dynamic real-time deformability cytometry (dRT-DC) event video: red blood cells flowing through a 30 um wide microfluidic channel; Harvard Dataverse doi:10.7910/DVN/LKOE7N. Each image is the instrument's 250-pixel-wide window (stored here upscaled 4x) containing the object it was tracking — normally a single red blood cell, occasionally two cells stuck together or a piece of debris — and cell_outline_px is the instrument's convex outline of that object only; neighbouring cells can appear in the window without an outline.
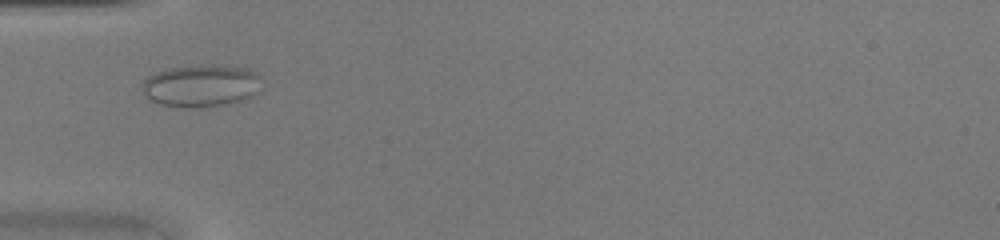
{"species": "common noctule bat (a hibernating species)", "species_latin": "Nyctalus noctula", "temperature_condition": "warm", "stored_images_in_passage": 31, "camera_frame_rate_fps": 3000, "um_per_image_px": 0.085, "animal": {"sex": "female", "body_mass_g": 20.0, "forearm_length_mm": 54.0}, "frame": {"image": 1, "passage_image": 1, "time_ms": 0.0, "image_size_px": [1000, 240], "cell_outline_px": [[260, 76], [256, 92], [252, 96], [244, 100], [228, 104], [200, 108], [176, 108], [160, 104], [144, 96], [140, 84], [148, 76], [164, 68], [204, 64], [212, 64], [252, 68]], "centroid_in_image_um": [17.05, 7.28], "position_along_channel_um": 67.9, "area_um2": 30.23}}
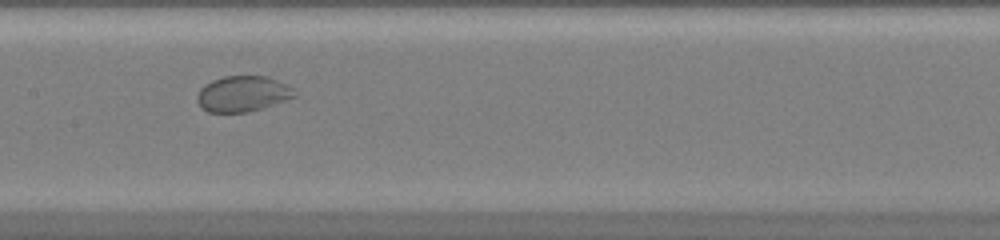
{"frame": {"image": 2, "passage_image": 9, "time_ms": 2.667, "image_size_px": [1000, 240], "cell_outline_px": [[296, 96], [260, 108], [244, 112], [208, 112], [196, 100], [196, 96], [200, 88], [204, 84], [212, 80], [224, 76], [268, 76], [288, 84], [292, 88]], "centroid_in_image_um": [20.6, 7.95], "position_along_channel_um": 186.8, "area_um2": 20.06}}
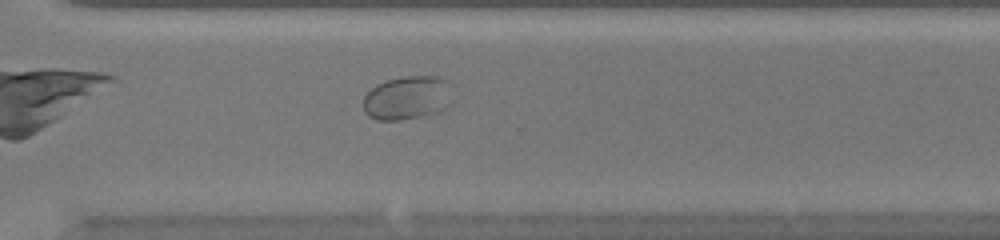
{"frame": {"image": 3, "passage_image": 19, "time_ms": 6.0, "image_size_px": [1000, 240], "cell_outline_px": [[452, 84], [444, 108], [436, 112], [400, 120], [380, 120], [368, 116], [364, 112], [364, 96], [376, 84], [384, 80], [400, 76], [436, 76], [448, 80]], "centroid_in_image_um": [34.57, 8.28], "position_along_channel_um": 336.0, "area_um2": 22.48}}